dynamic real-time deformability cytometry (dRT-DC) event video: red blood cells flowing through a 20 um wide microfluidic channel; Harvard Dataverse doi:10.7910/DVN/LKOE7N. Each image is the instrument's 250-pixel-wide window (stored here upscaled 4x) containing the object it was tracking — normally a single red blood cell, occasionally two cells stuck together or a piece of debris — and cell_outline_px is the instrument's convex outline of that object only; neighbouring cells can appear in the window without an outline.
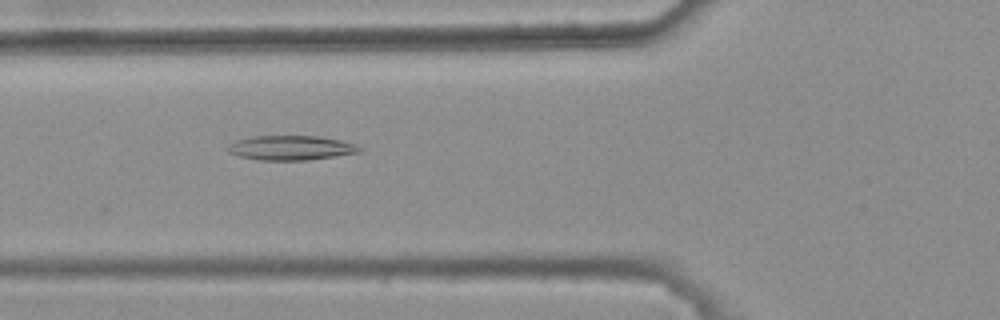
{"species": "common noctule bat (a hibernating species)", "species_latin": "Nyctalus noctula", "temperature_condition": "warm", "stored_images_in_passage": 6, "camera_frame_rate_fps": 3000, "um_per_image_px": 0.085, "animal": {"sex": "female", "body_mass_g": 25.1}, "frame": {"image": 1, "passage_image": 2, "time_ms": 0.333, "image_size_px": [1000, 320], "cell_outline_px": [[364, 148], [360, 152], [336, 156], [308, 160], [260, 160], [240, 156], [228, 152], [228, 144], [236, 140], [252, 136], [320, 136], [340, 140], [356, 144]], "centroid_in_image_um": [24.76, 12.56], "position_along_channel_um": 101.0, "area_um2": 18.9}}
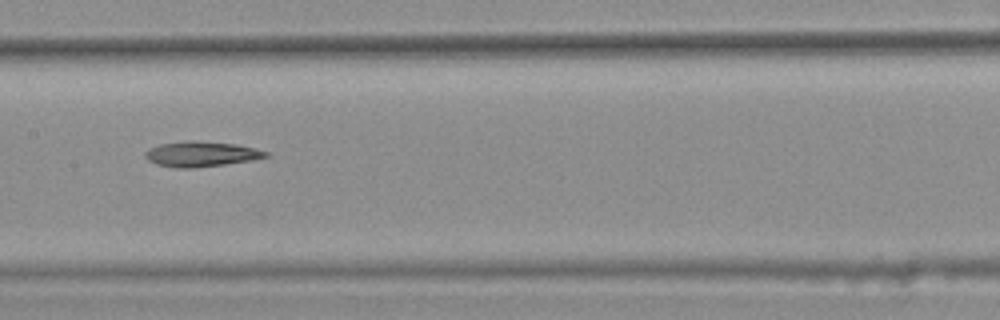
{"frame": {"image": 2, "passage_image": 4, "time_ms": 1.0, "image_size_px": [1000, 320], "cell_outline_px": [[268, 156], [248, 160], [224, 164], [192, 168], [180, 168], [156, 164], [148, 160], [144, 156], [144, 152], [148, 148], [160, 144], [188, 140], [192, 140], [236, 144], [256, 148], [268, 152]], "centroid_in_image_um": [17.05, 13.08], "position_along_channel_um": 190.4, "area_um2": 17.57}}
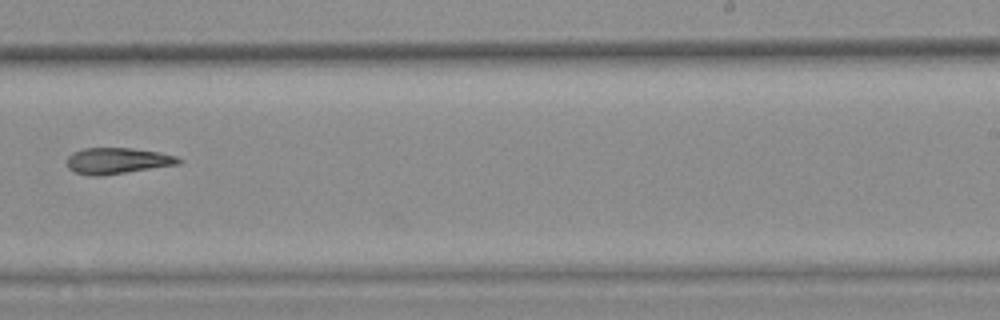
{"frame": {"image": 3, "passage_image": 6, "time_ms": 1.667, "image_size_px": [1000, 320], "cell_outline_px": [[184, 160], [180, 164], [100, 176], [88, 176], [76, 172], [68, 168], [68, 156], [72, 152], [84, 148], [132, 148], [160, 152], [176, 156]], "centroid_in_image_um": [10.0, 13.66], "position_along_channel_um": 279.0, "area_um2": 17.05}}